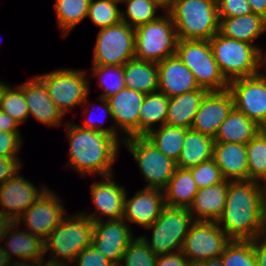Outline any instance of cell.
<instances>
[{
	"label": "cell",
	"instance_id": "cell-29",
	"mask_svg": "<svg viewBox=\"0 0 266 266\" xmlns=\"http://www.w3.org/2000/svg\"><path fill=\"white\" fill-rule=\"evenodd\" d=\"M124 87L143 94L158 91V65L154 62L132 59L123 65Z\"/></svg>",
	"mask_w": 266,
	"mask_h": 266
},
{
	"label": "cell",
	"instance_id": "cell-39",
	"mask_svg": "<svg viewBox=\"0 0 266 266\" xmlns=\"http://www.w3.org/2000/svg\"><path fill=\"white\" fill-rule=\"evenodd\" d=\"M91 75L98 77L99 86L103 91L99 97L106 99L124 87L123 66H92Z\"/></svg>",
	"mask_w": 266,
	"mask_h": 266
},
{
	"label": "cell",
	"instance_id": "cell-46",
	"mask_svg": "<svg viewBox=\"0 0 266 266\" xmlns=\"http://www.w3.org/2000/svg\"><path fill=\"white\" fill-rule=\"evenodd\" d=\"M23 145L21 132L0 131V156L19 157L18 152Z\"/></svg>",
	"mask_w": 266,
	"mask_h": 266
},
{
	"label": "cell",
	"instance_id": "cell-21",
	"mask_svg": "<svg viewBox=\"0 0 266 266\" xmlns=\"http://www.w3.org/2000/svg\"><path fill=\"white\" fill-rule=\"evenodd\" d=\"M17 86L23 91L29 117L33 116L35 120L50 127L61 125L64 115L50 98L44 83L36 75Z\"/></svg>",
	"mask_w": 266,
	"mask_h": 266
},
{
	"label": "cell",
	"instance_id": "cell-1",
	"mask_svg": "<svg viewBox=\"0 0 266 266\" xmlns=\"http://www.w3.org/2000/svg\"><path fill=\"white\" fill-rule=\"evenodd\" d=\"M217 224L231 240H253L266 233L263 184L228 180L225 207Z\"/></svg>",
	"mask_w": 266,
	"mask_h": 266
},
{
	"label": "cell",
	"instance_id": "cell-45",
	"mask_svg": "<svg viewBox=\"0 0 266 266\" xmlns=\"http://www.w3.org/2000/svg\"><path fill=\"white\" fill-rule=\"evenodd\" d=\"M77 263V264H75ZM75 264V265H74ZM72 266H115L92 244L82 250L71 264Z\"/></svg>",
	"mask_w": 266,
	"mask_h": 266
},
{
	"label": "cell",
	"instance_id": "cell-42",
	"mask_svg": "<svg viewBox=\"0 0 266 266\" xmlns=\"http://www.w3.org/2000/svg\"><path fill=\"white\" fill-rule=\"evenodd\" d=\"M198 189L221 183L223 178L220 168L213 159L189 168Z\"/></svg>",
	"mask_w": 266,
	"mask_h": 266
},
{
	"label": "cell",
	"instance_id": "cell-15",
	"mask_svg": "<svg viewBox=\"0 0 266 266\" xmlns=\"http://www.w3.org/2000/svg\"><path fill=\"white\" fill-rule=\"evenodd\" d=\"M125 220H103L94 222L92 245L115 266H119L122 256L135 238Z\"/></svg>",
	"mask_w": 266,
	"mask_h": 266
},
{
	"label": "cell",
	"instance_id": "cell-12",
	"mask_svg": "<svg viewBox=\"0 0 266 266\" xmlns=\"http://www.w3.org/2000/svg\"><path fill=\"white\" fill-rule=\"evenodd\" d=\"M230 241L217 221H194L184 239L181 252L195 265L220 257Z\"/></svg>",
	"mask_w": 266,
	"mask_h": 266
},
{
	"label": "cell",
	"instance_id": "cell-59",
	"mask_svg": "<svg viewBox=\"0 0 266 266\" xmlns=\"http://www.w3.org/2000/svg\"><path fill=\"white\" fill-rule=\"evenodd\" d=\"M264 186V222H265V229H266V184Z\"/></svg>",
	"mask_w": 266,
	"mask_h": 266
},
{
	"label": "cell",
	"instance_id": "cell-18",
	"mask_svg": "<svg viewBox=\"0 0 266 266\" xmlns=\"http://www.w3.org/2000/svg\"><path fill=\"white\" fill-rule=\"evenodd\" d=\"M165 207L161 189L143 188L130 199L126 191L122 219L146 229L159 218Z\"/></svg>",
	"mask_w": 266,
	"mask_h": 266
},
{
	"label": "cell",
	"instance_id": "cell-11",
	"mask_svg": "<svg viewBox=\"0 0 266 266\" xmlns=\"http://www.w3.org/2000/svg\"><path fill=\"white\" fill-rule=\"evenodd\" d=\"M92 66H123L135 59V28L124 21L98 30Z\"/></svg>",
	"mask_w": 266,
	"mask_h": 266
},
{
	"label": "cell",
	"instance_id": "cell-50",
	"mask_svg": "<svg viewBox=\"0 0 266 266\" xmlns=\"http://www.w3.org/2000/svg\"><path fill=\"white\" fill-rule=\"evenodd\" d=\"M19 124L7 113L0 110V131L2 132H20Z\"/></svg>",
	"mask_w": 266,
	"mask_h": 266
},
{
	"label": "cell",
	"instance_id": "cell-33",
	"mask_svg": "<svg viewBox=\"0 0 266 266\" xmlns=\"http://www.w3.org/2000/svg\"><path fill=\"white\" fill-rule=\"evenodd\" d=\"M120 4H126L125 11L121 10V21L132 28L157 20L161 16L157 14L159 9L166 11L165 0H120Z\"/></svg>",
	"mask_w": 266,
	"mask_h": 266
},
{
	"label": "cell",
	"instance_id": "cell-53",
	"mask_svg": "<svg viewBox=\"0 0 266 266\" xmlns=\"http://www.w3.org/2000/svg\"><path fill=\"white\" fill-rule=\"evenodd\" d=\"M45 258L46 257L41 258L39 260H36L33 263V266H72L69 263H65V262H61V261H53V260H50V259L47 260Z\"/></svg>",
	"mask_w": 266,
	"mask_h": 266
},
{
	"label": "cell",
	"instance_id": "cell-49",
	"mask_svg": "<svg viewBox=\"0 0 266 266\" xmlns=\"http://www.w3.org/2000/svg\"><path fill=\"white\" fill-rule=\"evenodd\" d=\"M257 266H266V233L251 240Z\"/></svg>",
	"mask_w": 266,
	"mask_h": 266
},
{
	"label": "cell",
	"instance_id": "cell-56",
	"mask_svg": "<svg viewBox=\"0 0 266 266\" xmlns=\"http://www.w3.org/2000/svg\"><path fill=\"white\" fill-rule=\"evenodd\" d=\"M33 263L29 260H13L9 266H33Z\"/></svg>",
	"mask_w": 266,
	"mask_h": 266
},
{
	"label": "cell",
	"instance_id": "cell-27",
	"mask_svg": "<svg viewBox=\"0 0 266 266\" xmlns=\"http://www.w3.org/2000/svg\"><path fill=\"white\" fill-rule=\"evenodd\" d=\"M209 91L204 88L169 98L166 123L170 126L191 129L200 104Z\"/></svg>",
	"mask_w": 266,
	"mask_h": 266
},
{
	"label": "cell",
	"instance_id": "cell-55",
	"mask_svg": "<svg viewBox=\"0 0 266 266\" xmlns=\"http://www.w3.org/2000/svg\"><path fill=\"white\" fill-rule=\"evenodd\" d=\"M11 261L12 260L8 257L3 247L0 245V266H9Z\"/></svg>",
	"mask_w": 266,
	"mask_h": 266
},
{
	"label": "cell",
	"instance_id": "cell-34",
	"mask_svg": "<svg viewBox=\"0 0 266 266\" xmlns=\"http://www.w3.org/2000/svg\"><path fill=\"white\" fill-rule=\"evenodd\" d=\"M189 129L162 125L151 130L145 137L150 140L156 148L175 162L180 157L183 140Z\"/></svg>",
	"mask_w": 266,
	"mask_h": 266
},
{
	"label": "cell",
	"instance_id": "cell-51",
	"mask_svg": "<svg viewBox=\"0 0 266 266\" xmlns=\"http://www.w3.org/2000/svg\"><path fill=\"white\" fill-rule=\"evenodd\" d=\"M254 14L266 19V0H247Z\"/></svg>",
	"mask_w": 266,
	"mask_h": 266
},
{
	"label": "cell",
	"instance_id": "cell-4",
	"mask_svg": "<svg viewBox=\"0 0 266 266\" xmlns=\"http://www.w3.org/2000/svg\"><path fill=\"white\" fill-rule=\"evenodd\" d=\"M218 68L230 81L257 75L266 68V57L253 45L216 33L210 40Z\"/></svg>",
	"mask_w": 266,
	"mask_h": 266
},
{
	"label": "cell",
	"instance_id": "cell-6",
	"mask_svg": "<svg viewBox=\"0 0 266 266\" xmlns=\"http://www.w3.org/2000/svg\"><path fill=\"white\" fill-rule=\"evenodd\" d=\"M162 14L157 20L135 28V59L159 63L176 55L175 26L166 11Z\"/></svg>",
	"mask_w": 266,
	"mask_h": 266
},
{
	"label": "cell",
	"instance_id": "cell-44",
	"mask_svg": "<svg viewBox=\"0 0 266 266\" xmlns=\"http://www.w3.org/2000/svg\"><path fill=\"white\" fill-rule=\"evenodd\" d=\"M218 17L230 18L253 13L247 0H216Z\"/></svg>",
	"mask_w": 266,
	"mask_h": 266
},
{
	"label": "cell",
	"instance_id": "cell-2",
	"mask_svg": "<svg viewBox=\"0 0 266 266\" xmlns=\"http://www.w3.org/2000/svg\"><path fill=\"white\" fill-rule=\"evenodd\" d=\"M65 123L70 146L67 167L83 177L88 174L113 175V163L120 153V143L106 133L85 129L73 122Z\"/></svg>",
	"mask_w": 266,
	"mask_h": 266
},
{
	"label": "cell",
	"instance_id": "cell-54",
	"mask_svg": "<svg viewBox=\"0 0 266 266\" xmlns=\"http://www.w3.org/2000/svg\"><path fill=\"white\" fill-rule=\"evenodd\" d=\"M193 266H223V263H222L221 258L217 257V258H211L209 260L202 261Z\"/></svg>",
	"mask_w": 266,
	"mask_h": 266
},
{
	"label": "cell",
	"instance_id": "cell-13",
	"mask_svg": "<svg viewBox=\"0 0 266 266\" xmlns=\"http://www.w3.org/2000/svg\"><path fill=\"white\" fill-rule=\"evenodd\" d=\"M66 215L60 197L48 188L15 222L44 241Z\"/></svg>",
	"mask_w": 266,
	"mask_h": 266
},
{
	"label": "cell",
	"instance_id": "cell-35",
	"mask_svg": "<svg viewBox=\"0 0 266 266\" xmlns=\"http://www.w3.org/2000/svg\"><path fill=\"white\" fill-rule=\"evenodd\" d=\"M89 3L90 0H55L56 20L63 37L87 18Z\"/></svg>",
	"mask_w": 266,
	"mask_h": 266
},
{
	"label": "cell",
	"instance_id": "cell-16",
	"mask_svg": "<svg viewBox=\"0 0 266 266\" xmlns=\"http://www.w3.org/2000/svg\"><path fill=\"white\" fill-rule=\"evenodd\" d=\"M113 177V175L103 176L101 180L94 181L90 186L95 211L81 213L93 222L103 221V217H108L105 219L108 221L120 220L123 217L124 197L127 190L123 185L116 183Z\"/></svg>",
	"mask_w": 266,
	"mask_h": 266
},
{
	"label": "cell",
	"instance_id": "cell-5",
	"mask_svg": "<svg viewBox=\"0 0 266 266\" xmlns=\"http://www.w3.org/2000/svg\"><path fill=\"white\" fill-rule=\"evenodd\" d=\"M94 222L78 212L66 215L44 240V254L49 258L72 264L76 256L92 244Z\"/></svg>",
	"mask_w": 266,
	"mask_h": 266
},
{
	"label": "cell",
	"instance_id": "cell-19",
	"mask_svg": "<svg viewBox=\"0 0 266 266\" xmlns=\"http://www.w3.org/2000/svg\"><path fill=\"white\" fill-rule=\"evenodd\" d=\"M233 108L234 100L228 89L209 91L200 104L191 129L214 138L219 126Z\"/></svg>",
	"mask_w": 266,
	"mask_h": 266
},
{
	"label": "cell",
	"instance_id": "cell-22",
	"mask_svg": "<svg viewBox=\"0 0 266 266\" xmlns=\"http://www.w3.org/2000/svg\"><path fill=\"white\" fill-rule=\"evenodd\" d=\"M158 65V91L167 97L199 90L194 74L177 55L165 58Z\"/></svg>",
	"mask_w": 266,
	"mask_h": 266
},
{
	"label": "cell",
	"instance_id": "cell-8",
	"mask_svg": "<svg viewBox=\"0 0 266 266\" xmlns=\"http://www.w3.org/2000/svg\"><path fill=\"white\" fill-rule=\"evenodd\" d=\"M176 55L194 74L200 88L224 91L228 82L221 74L209 40H178Z\"/></svg>",
	"mask_w": 266,
	"mask_h": 266
},
{
	"label": "cell",
	"instance_id": "cell-9",
	"mask_svg": "<svg viewBox=\"0 0 266 266\" xmlns=\"http://www.w3.org/2000/svg\"><path fill=\"white\" fill-rule=\"evenodd\" d=\"M86 73V70L59 68L36 76L46 86L54 104L65 115L76 106L87 105L90 77L87 79Z\"/></svg>",
	"mask_w": 266,
	"mask_h": 266
},
{
	"label": "cell",
	"instance_id": "cell-28",
	"mask_svg": "<svg viewBox=\"0 0 266 266\" xmlns=\"http://www.w3.org/2000/svg\"><path fill=\"white\" fill-rule=\"evenodd\" d=\"M214 138L189 129L183 140L178 168L189 169L213 159Z\"/></svg>",
	"mask_w": 266,
	"mask_h": 266
},
{
	"label": "cell",
	"instance_id": "cell-30",
	"mask_svg": "<svg viewBox=\"0 0 266 266\" xmlns=\"http://www.w3.org/2000/svg\"><path fill=\"white\" fill-rule=\"evenodd\" d=\"M258 132L259 126L254 121L233 108L219 126L214 142L246 145Z\"/></svg>",
	"mask_w": 266,
	"mask_h": 266
},
{
	"label": "cell",
	"instance_id": "cell-10",
	"mask_svg": "<svg viewBox=\"0 0 266 266\" xmlns=\"http://www.w3.org/2000/svg\"><path fill=\"white\" fill-rule=\"evenodd\" d=\"M122 145L137 162L147 183L144 188L163 190L177 168L176 162L160 152L145 136L127 137Z\"/></svg>",
	"mask_w": 266,
	"mask_h": 266
},
{
	"label": "cell",
	"instance_id": "cell-57",
	"mask_svg": "<svg viewBox=\"0 0 266 266\" xmlns=\"http://www.w3.org/2000/svg\"><path fill=\"white\" fill-rule=\"evenodd\" d=\"M10 84L3 82L0 80V105L2 101L3 94L5 92V89L9 86Z\"/></svg>",
	"mask_w": 266,
	"mask_h": 266
},
{
	"label": "cell",
	"instance_id": "cell-32",
	"mask_svg": "<svg viewBox=\"0 0 266 266\" xmlns=\"http://www.w3.org/2000/svg\"><path fill=\"white\" fill-rule=\"evenodd\" d=\"M168 105L169 97L159 91L145 95L138 118V136H146L157 128L156 124L165 125Z\"/></svg>",
	"mask_w": 266,
	"mask_h": 266
},
{
	"label": "cell",
	"instance_id": "cell-23",
	"mask_svg": "<svg viewBox=\"0 0 266 266\" xmlns=\"http://www.w3.org/2000/svg\"><path fill=\"white\" fill-rule=\"evenodd\" d=\"M213 160L225 180H248L247 148L245 144L214 142Z\"/></svg>",
	"mask_w": 266,
	"mask_h": 266
},
{
	"label": "cell",
	"instance_id": "cell-37",
	"mask_svg": "<svg viewBox=\"0 0 266 266\" xmlns=\"http://www.w3.org/2000/svg\"><path fill=\"white\" fill-rule=\"evenodd\" d=\"M120 0H90L88 18L101 28L115 25L121 21Z\"/></svg>",
	"mask_w": 266,
	"mask_h": 266
},
{
	"label": "cell",
	"instance_id": "cell-31",
	"mask_svg": "<svg viewBox=\"0 0 266 266\" xmlns=\"http://www.w3.org/2000/svg\"><path fill=\"white\" fill-rule=\"evenodd\" d=\"M198 188L189 169L176 168L163 189L166 206L188 208Z\"/></svg>",
	"mask_w": 266,
	"mask_h": 266
},
{
	"label": "cell",
	"instance_id": "cell-14",
	"mask_svg": "<svg viewBox=\"0 0 266 266\" xmlns=\"http://www.w3.org/2000/svg\"><path fill=\"white\" fill-rule=\"evenodd\" d=\"M228 90L237 111L245 114L258 126L266 119V70L254 76L230 81Z\"/></svg>",
	"mask_w": 266,
	"mask_h": 266
},
{
	"label": "cell",
	"instance_id": "cell-20",
	"mask_svg": "<svg viewBox=\"0 0 266 266\" xmlns=\"http://www.w3.org/2000/svg\"><path fill=\"white\" fill-rule=\"evenodd\" d=\"M144 98L145 94L128 87H123L106 98L115 129L121 132L124 138L138 136V118Z\"/></svg>",
	"mask_w": 266,
	"mask_h": 266
},
{
	"label": "cell",
	"instance_id": "cell-24",
	"mask_svg": "<svg viewBox=\"0 0 266 266\" xmlns=\"http://www.w3.org/2000/svg\"><path fill=\"white\" fill-rule=\"evenodd\" d=\"M228 180L198 189L188 207L194 221H218L225 207Z\"/></svg>",
	"mask_w": 266,
	"mask_h": 266
},
{
	"label": "cell",
	"instance_id": "cell-41",
	"mask_svg": "<svg viewBox=\"0 0 266 266\" xmlns=\"http://www.w3.org/2000/svg\"><path fill=\"white\" fill-rule=\"evenodd\" d=\"M156 255L138 236L126 248L119 266H156Z\"/></svg>",
	"mask_w": 266,
	"mask_h": 266
},
{
	"label": "cell",
	"instance_id": "cell-58",
	"mask_svg": "<svg viewBox=\"0 0 266 266\" xmlns=\"http://www.w3.org/2000/svg\"><path fill=\"white\" fill-rule=\"evenodd\" d=\"M259 132L266 140V119L259 125Z\"/></svg>",
	"mask_w": 266,
	"mask_h": 266
},
{
	"label": "cell",
	"instance_id": "cell-52",
	"mask_svg": "<svg viewBox=\"0 0 266 266\" xmlns=\"http://www.w3.org/2000/svg\"><path fill=\"white\" fill-rule=\"evenodd\" d=\"M12 222V219L0 214V245L3 243V238Z\"/></svg>",
	"mask_w": 266,
	"mask_h": 266
},
{
	"label": "cell",
	"instance_id": "cell-17",
	"mask_svg": "<svg viewBox=\"0 0 266 266\" xmlns=\"http://www.w3.org/2000/svg\"><path fill=\"white\" fill-rule=\"evenodd\" d=\"M49 187L45 184L38 188L26 180L18 171L0 186V214L15 221L20 217ZM41 189V190H40Z\"/></svg>",
	"mask_w": 266,
	"mask_h": 266
},
{
	"label": "cell",
	"instance_id": "cell-48",
	"mask_svg": "<svg viewBox=\"0 0 266 266\" xmlns=\"http://www.w3.org/2000/svg\"><path fill=\"white\" fill-rule=\"evenodd\" d=\"M156 266H193L181 251L171 254L158 255Z\"/></svg>",
	"mask_w": 266,
	"mask_h": 266
},
{
	"label": "cell",
	"instance_id": "cell-40",
	"mask_svg": "<svg viewBox=\"0 0 266 266\" xmlns=\"http://www.w3.org/2000/svg\"><path fill=\"white\" fill-rule=\"evenodd\" d=\"M0 110L7 113L20 125L29 118L28 106L25 102L23 91L9 85L3 94Z\"/></svg>",
	"mask_w": 266,
	"mask_h": 266
},
{
	"label": "cell",
	"instance_id": "cell-26",
	"mask_svg": "<svg viewBox=\"0 0 266 266\" xmlns=\"http://www.w3.org/2000/svg\"><path fill=\"white\" fill-rule=\"evenodd\" d=\"M218 32L228 38L253 44L266 57V53L260 48V45L258 46L253 42L260 35L266 33V19L264 17L250 13L230 18H219Z\"/></svg>",
	"mask_w": 266,
	"mask_h": 266
},
{
	"label": "cell",
	"instance_id": "cell-7",
	"mask_svg": "<svg viewBox=\"0 0 266 266\" xmlns=\"http://www.w3.org/2000/svg\"><path fill=\"white\" fill-rule=\"evenodd\" d=\"M194 222L188 208L166 206L159 218L146 230H152L151 239L140 237L156 254H171L181 251L184 239Z\"/></svg>",
	"mask_w": 266,
	"mask_h": 266
},
{
	"label": "cell",
	"instance_id": "cell-38",
	"mask_svg": "<svg viewBox=\"0 0 266 266\" xmlns=\"http://www.w3.org/2000/svg\"><path fill=\"white\" fill-rule=\"evenodd\" d=\"M220 258L223 266H257L251 240H231Z\"/></svg>",
	"mask_w": 266,
	"mask_h": 266
},
{
	"label": "cell",
	"instance_id": "cell-25",
	"mask_svg": "<svg viewBox=\"0 0 266 266\" xmlns=\"http://www.w3.org/2000/svg\"><path fill=\"white\" fill-rule=\"evenodd\" d=\"M16 227H19V224L13 221L3 238L4 244L2 247L8 257L14 260L16 256L18 259L15 260H29L32 262L44 258V241L39 236L26 230H18Z\"/></svg>",
	"mask_w": 266,
	"mask_h": 266
},
{
	"label": "cell",
	"instance_id": "cell-3",
	"mask_svg": "<svg viewBox=\"0 0 266 266\" xmlns=\"http://www.w3.org/2000/svg\"><path fill=\"white\" fill-rule=\"evenodd\" d=\"M178 40H210L219 31L216 0H167Z\"/></svg>",
	"mask_w": 266,
	"mask_h": 266
},
{
	"label": "cell",
	"instance_id": "cell-36",
	"mask_svg": "<svg viewBox=\"0 0 266 266\" xmlns=\"http://www.w3.org/2000/svg\"><path fill=\"white\" fill-rule=\"evenodd\" d=\"M248 180L266 184V140L258 132L247 144Z\"/></svg>",
	"mask_w": 266,
	"mask_h": 266
},
{
	"label": "cell",
	"instance_id": "cell-43",
	"mask_svg": "<svg viewBox=\"0 0 266 266\" xmlns=\"http://www.w3.org/2000/svg\"><path fill=\"white\" fill-rule=\"evenodd\" d=\"M98 100L101 102L100 105L102 106V109H104L103 110L105 112L104 114L108 115V117L111 118V120H112V113H111V109H110L109 103L107 102V99H105L103 97H98ZM89 111L90 110H88V109L84 110L83 114L87 113L86 115H89V116H87L88 118L85 119V121H83L82 125L78 124L80 127L85 128V129L96 130V131H100V132L106 133V134H108L110 136H113L120 144L123 143L125 138L122 137V136H121V138H119L120 137L119 136V132L115 129V125L114 124H112V125H110L108 127H102L103 124H104L103 120L102 121L101 120L99 121L98 119H97V121L94 120L92 118L93 111H91L90 113H89Z\"/></svg>",
	"mask_w": 266,
	"mask_h": 266
},
{
	"label": "cell",
	"instance_id": "cell-47",
	"mask_svg": "<svg viewBox=\"0 0 266 266\" xmlns=\"http://www.w3.org/2000/svg\"><path fill=\"white\" fill-rule=\"evenodd\" d=\"M22 165L18 157L0 156V186L20 171Z\"/></svg>",
	"mask_w": 266,
	"mask_h": 266
}]
</instances>
